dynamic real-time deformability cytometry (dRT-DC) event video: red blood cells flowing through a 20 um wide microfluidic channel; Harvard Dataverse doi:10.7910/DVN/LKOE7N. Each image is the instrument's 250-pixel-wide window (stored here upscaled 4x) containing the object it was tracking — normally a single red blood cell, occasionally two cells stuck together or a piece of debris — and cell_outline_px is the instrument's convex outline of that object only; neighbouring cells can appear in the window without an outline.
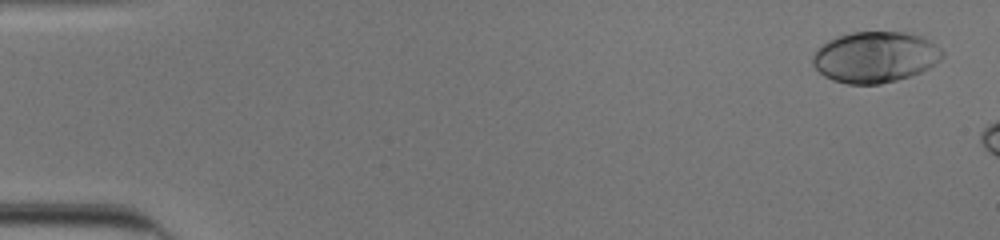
{"species": "human", "species_latin": "Homo sapiens", "temperature_condition": "cold", "stored_images_in_passage": 8, "camera_frame_rate_fps": 3000, "um_per_image_px": 0.085, "donor": {"sex": "male"}, "frame": {"image": 1, "passage_image": 2, "time_ms": 0.333, "image_size_px": [1000, 240], "cell_outline_px": [[944, 56], [940, 60], [928, 68], [920, 72], [896, 80], [880, 84], [848, 84], [832, 80], [824, 76], [812, 64], [812, 52], [820, 44], [828, 40], [852, 32], [904, 32], [920, 36], [928, 40], [940, 48], [944, 52]], "centroid_in_image_um": [74.35, 4.85], "position_along_channel_um": 10.7, "area_um2": 38.55}}